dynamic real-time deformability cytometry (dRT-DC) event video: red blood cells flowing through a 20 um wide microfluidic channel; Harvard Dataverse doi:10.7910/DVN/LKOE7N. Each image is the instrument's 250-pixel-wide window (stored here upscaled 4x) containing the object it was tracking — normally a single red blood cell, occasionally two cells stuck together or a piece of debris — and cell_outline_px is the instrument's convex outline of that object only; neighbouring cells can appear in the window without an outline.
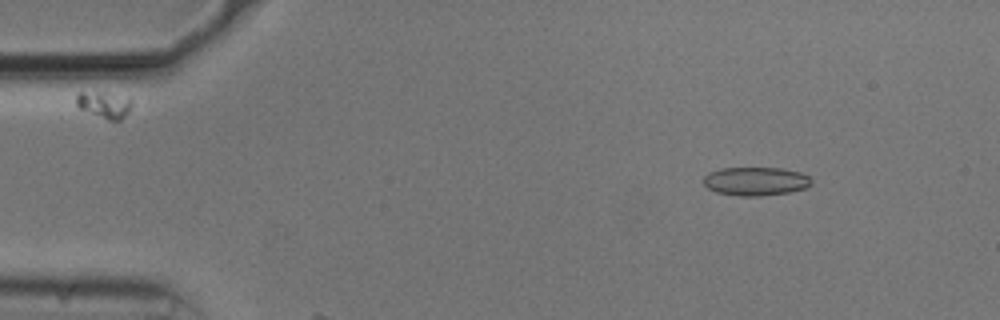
{"species": "common noctule bat (a hibernating species)", "species_latin": "Nyctalus noctula", "temperature_condition": "cold", "stored_images_in_passage": 11, "camera_frame_rate_fps": 3000, "um_per_image_px": 0.085, "animal": {"sex": "male", "body_mass_g": 20.5, "forearm_length_mm": 52.5}, "frame": {"image": 1, "passage_image": 7, "time_ms": 2.0, "image_size_px": [1000, 320], "cell_outline_px": [[812, 184], [804, 188], [788, 192], [760, 196], [740, 196], [716, 192], [708, 188], [704, 184], [704, 176], [708, 172], [720, 168], [780, 168], [800, 172], [808, 176], [812, 180]], "centroid_in_image_um": [64.21, 15.4], "position_along_channel_um": 20.8, "area_um2": 17.92}}